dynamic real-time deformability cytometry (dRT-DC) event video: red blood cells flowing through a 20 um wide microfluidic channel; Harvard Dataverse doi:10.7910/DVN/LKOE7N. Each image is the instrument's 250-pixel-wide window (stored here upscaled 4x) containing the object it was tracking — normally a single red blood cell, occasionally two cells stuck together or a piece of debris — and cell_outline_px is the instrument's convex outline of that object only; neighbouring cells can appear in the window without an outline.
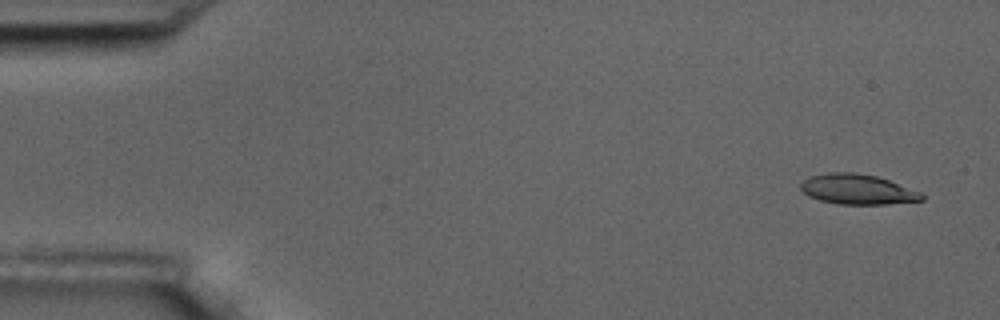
{"species": "common noctule bat (a hibernating species)", "species_latin": "Nyctalus noctula", "temperature_condition": "room temperature", "stored_images_in_passage": 5, "camera_frame_rate_fps": 3000, "um_per_image_px": 0.085, "animal": {"sex": "male", "body_mass_g": 17.5, "forearm_length_mm": 52.3}, "frame": {"image": 1, "passage_image": 1, "time_ms": 0.0, "image_size_px": [1000, 320], "cell_outline_px": [[924, 200], [888, 204], [836, 204], [820, 200], [808, 196], [800, 188], [800, 184], [804, 180], [812, 176], [828, 172], [856, 172], [876, 176], [888, 180], [920, 192], [924, 196]], "centroid_in_image_um": [72.87, 16.09], "position_along_channel_um": 12.1, "area_um2": 21.15}}